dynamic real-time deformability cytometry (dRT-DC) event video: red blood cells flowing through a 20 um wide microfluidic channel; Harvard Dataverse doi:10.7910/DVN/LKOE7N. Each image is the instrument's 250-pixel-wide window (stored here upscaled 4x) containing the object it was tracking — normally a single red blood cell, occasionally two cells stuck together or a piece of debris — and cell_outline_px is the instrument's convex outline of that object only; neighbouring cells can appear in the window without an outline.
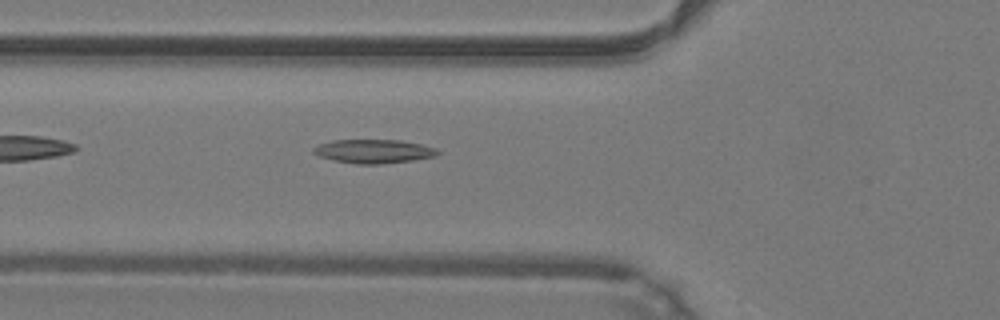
{"species": "common noctule bat (a hibernating species)", "species_latin": "Nyctalus noctula", "temperature_condition": "warm", "stored_images_in_passage": 27, "camera_frame_rate_fps": 3000, "um_per_image_px": 0.085, "animal": {"sex": "male", "body_mass_g": 19.2, "forearm_length_mm": 51.8}, "frame": {"image": 1, "passage_image": 3, "time_ms": 0.667, "image_size_px": [1000, 320], "cell_outline_px": [[440, 152], [436, 156], [412, 160], [380, 164], [356, 164], [332, 160], [320, 156], [312, 152], [312, 148], [320, 144], [332, 140], [400, 140], [420, 144], [436, 148]], "centroid_in_image_um": [31.75, 12.86], "position_along_channel_um": 94.1, "area_um2": 17.17}}
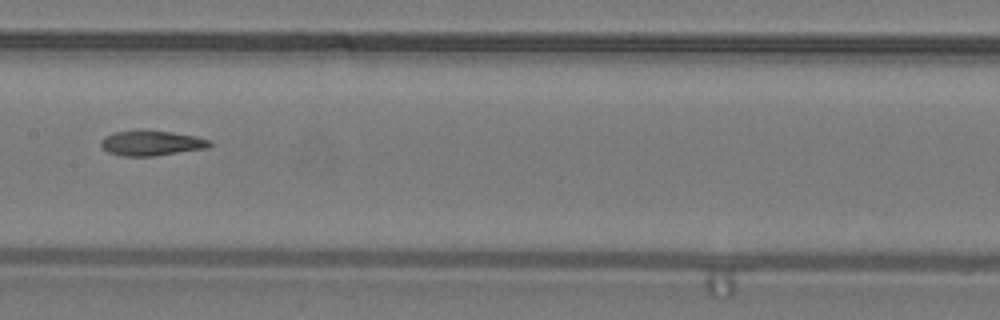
{"frame": {"image": 2, "passage_image": 10, "time_ms": 3.0, "image_size_px": [1000, 320], "cell_outline_px": [[212, 144], [208, 148], [156, 156], [124, 156], [108, 152], [100, 144], [100, 140], [104, 136], [112, 132], [140, 128], [144, 128], [172, 132], [196, 136], [212, 140]], "centroid_in_image_um": [12.87, 12.13], "position_along_channel_um": 194.5, "area_um2": 16.53}}
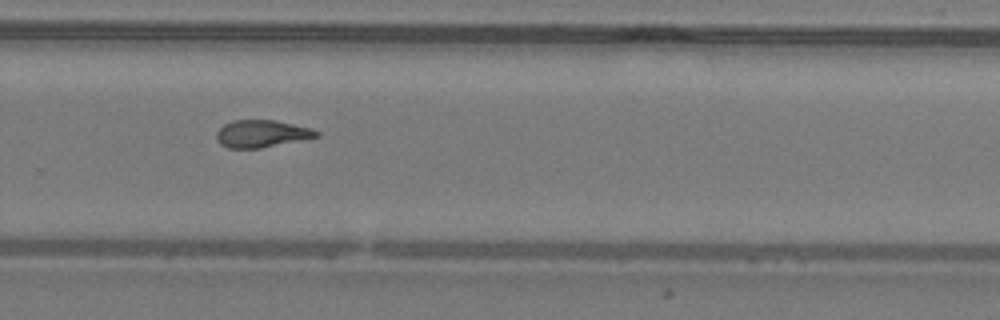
{"frame": {"image": 3, "passage_image": 18, "time_ms": 5.667, "image_size_px": [1000, 320], "cell_outline_px": [[320, 136], [260, 148], [228, 148], [220, 144], [216, 140], [216, 132], [224, 124], [232, 120], [276, 120], [312, 128], [320, 132]], "centroid_in_image_um": [22.23, 11.36], "position_along_channel_um": 307.6, "area_um2": 15.95}, "authors_computed_cell_mechanics": {"area_um2": 16.473, "velocity_mm_per_s": 4.2594, "shape_relaxation_time_tau1_ms": null, "shape_relaxation_time_tau2_ms": 2.4591, "deformation_change_tau1": null, "deformation_change_tau2": 0.1033}}